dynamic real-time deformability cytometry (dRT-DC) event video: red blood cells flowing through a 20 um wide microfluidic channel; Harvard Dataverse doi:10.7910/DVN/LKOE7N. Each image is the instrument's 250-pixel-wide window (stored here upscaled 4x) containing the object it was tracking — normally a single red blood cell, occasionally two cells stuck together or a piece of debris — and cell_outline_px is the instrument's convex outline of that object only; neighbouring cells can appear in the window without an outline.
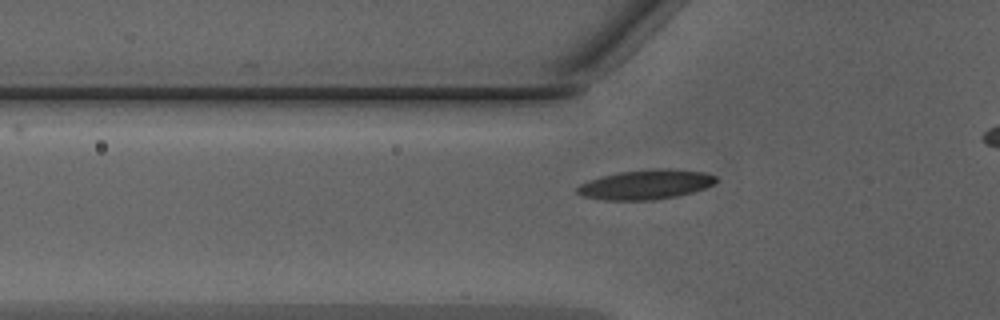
{"species": "Egyptian fruit bat (a non-hibernating species)", "species_latin": "Rousettus aegyptiacus", "temperature_condition": "warm", "stored_images_in_passage": 35, "camera_frame_rate_fps": 3000, "um_per_image_px": 0.085, "animal": {"sex": "male"}, "frame": {"image": 1, "passage_image": 9, "time_ms": 2.667, "image_size_px": [1000, 320], "cell_outline_px": [[716, 180], [712, 184], [704, 188], [692, 192], [676, 196], [652, 200], [604, 200], [584, 196], [576, 192], [576, 188], [580, 184], [588, 180], [600, 176], [620, 172], [656, 168], [668, 168], [704, 172], [716, 176]], "centroid_in_image_um": [54.86, 15.68], "position_along_channel_um": 70.9, "area_um2": 23.87}}
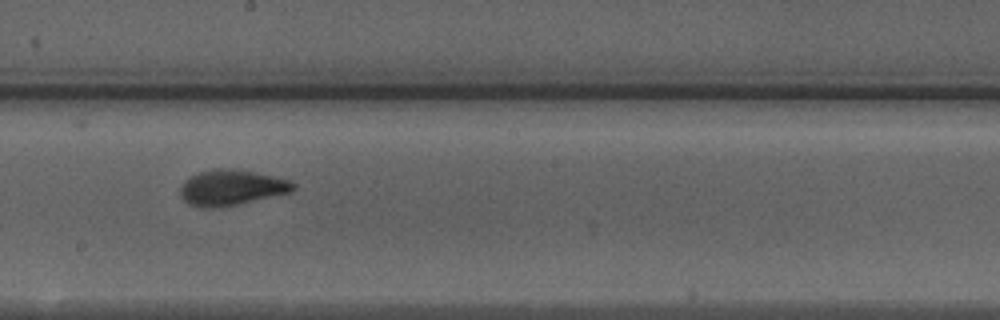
{"frame": {"image": 2, "passage_image": 20, "time_ms": 6.333, "image_size_px": [1000, 320], "cell_outline_px": [[296, 188], [292, 192], [236, 204], [216, 208], [200, 208], [188, 204], [180, 196], [180, 184], [188, 176], [200, 172], [216, 168], [220, 168], [252, 172], [272, 176], [288, 180], [296, 184]], "centroid_in_image_um": [19.61, 15.96], "position_along_channel_um": 228.6, "area_um2": 23.29}}
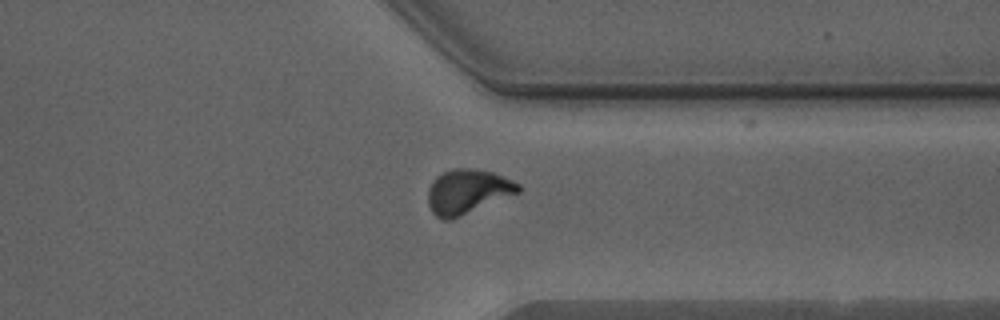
{"frame": {"image": 3, "passage_image": 30, "time_ms": 9.667, "image_size_px": [1000, 320], "cell_outline_px": [[520, 192], [452, 220], [440, 220], [432, 212], [428, 204], [428, 188], [432, 180], [436, 176], [452, 168], [472, 168], [492, 172], [520, 184]], "centroid_in_image_um": [39.7, 16.3], "position_along_channel_um": 371.7, "area_um2": 23.58}}